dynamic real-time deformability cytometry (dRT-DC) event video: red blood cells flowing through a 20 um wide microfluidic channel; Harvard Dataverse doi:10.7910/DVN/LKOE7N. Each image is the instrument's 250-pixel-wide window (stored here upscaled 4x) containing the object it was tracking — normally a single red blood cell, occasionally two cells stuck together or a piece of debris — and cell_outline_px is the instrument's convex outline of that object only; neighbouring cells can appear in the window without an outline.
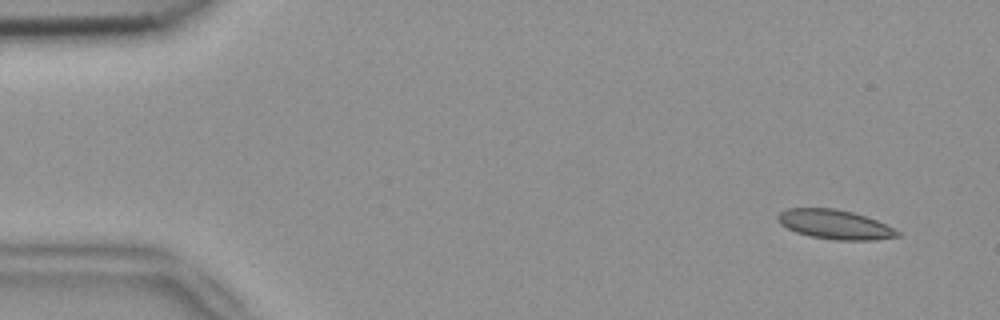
{"species": "common noctule bat (a hibernating species)", "species_latin": "Nyctalus noctula", "temperature_condition": "room temperature", "stored_images_in_passage": 11, "camera_frame_rate_fps": 3000, "um_per_image_px": 0.085, "animal": {"sex": "female", "body_mass_g": 18.4}, "frame": {"image": 1, "passage_image": 2, "time_ms": 0.333, "image_size_px": [1000, 320], "cell_outline_px": [[900, 236], [872, 240], [836, 240], [812, 236], [796, 232], [780, 224], [776, 220], [776, 216], [780, 212], [788, 208], [836, 208], [852, 212], [876, 220], [900, 232]], "centroid_in_image_um": [70.92, 19.07], "position_along_channel_um": 14.1, "area_um2": 20.29}}